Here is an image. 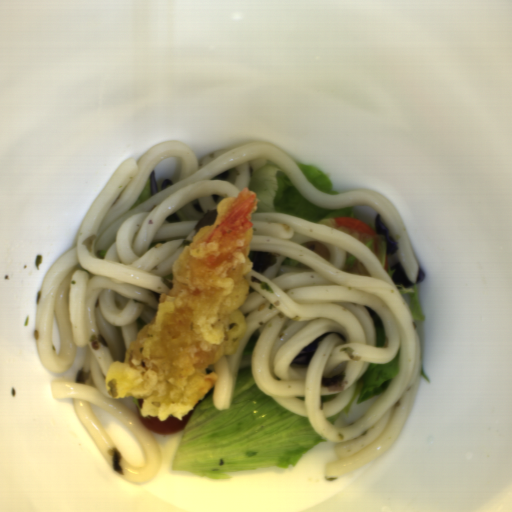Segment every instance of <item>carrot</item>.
Here are the masks:
<instances>
[{
	"mask_svg": "<svg viewBox=\"0 0 512 512\" xmlns=\"http://www.w3.org/2000/svg\"><path fill=\"white\" fill-rule=\"evenodd\" d=\"M333 220L341 229L351 230L361 235L379 237V235L368 224L359 220L347 216H339Z\"/></svg>",
	"mask_w": 512,
	"mask_h": 512,
	"instance_id": "1",
	"label": "carrot"
}]
</instances>
